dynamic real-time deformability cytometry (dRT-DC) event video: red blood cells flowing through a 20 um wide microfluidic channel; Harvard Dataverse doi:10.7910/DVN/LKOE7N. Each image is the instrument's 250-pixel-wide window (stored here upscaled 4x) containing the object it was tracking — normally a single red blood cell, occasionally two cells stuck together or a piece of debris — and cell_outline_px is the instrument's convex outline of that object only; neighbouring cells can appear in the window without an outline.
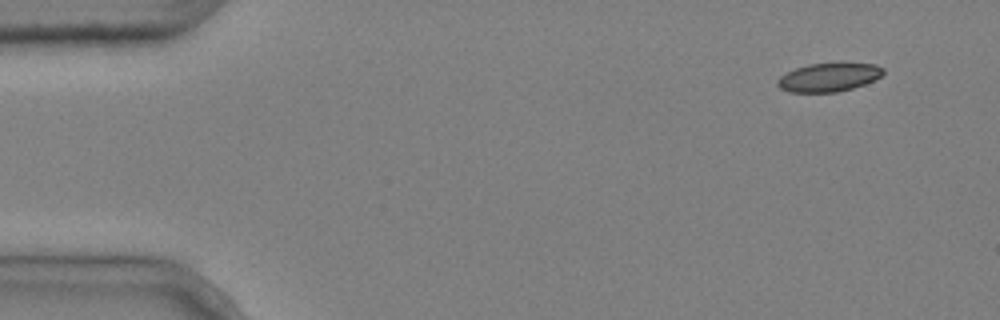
{"species": "common noctule bat (a hibernating species)", "species_latin": "Nyctalus noctula", "temperature_condition": "cold", "stored_images_in_passage": 4, "camera_frame_rate_fps": 3000, "um_per_image_px": 0.085, "animal": {"sex": "male", "body_mass_g": 20.4}, "frame": {"image": 1, "passage_image": 1, "time_ms": 0.0, "image_size_px": [1000, 320], "cell_outline_px": [[884, 72], [880, 76], [864, 84], [852, 88], [836, 92], [788, 92], [780, 88], [776, 84], [776, 80], [780, 76], [796, 68], [808, 64], [840, 60], [876, 64], [884, 68]], "centroid_in_image_um": [70.46, 6.51], "position_along_channel_um": 14.5, "area_um2": 18.26}}
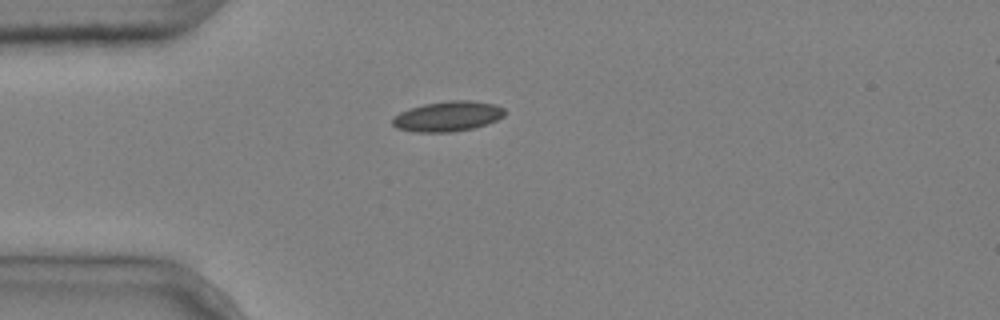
{"frame": {"image": 2, "passage_image": 4, "time_ms": 1.0, "image_size_px": [1000, 320], "cell_outline_px": [[504, 116], [488, 124], [472, 128], [452, 132], [416, 132], [396, 128], [392, 124], [392, 116], [400, 112], [424, 104], [448, 100], [472, 100], [496, 104], [504, 108]], "centroid_in_image_um": [38.06, 9.88], "position_along_channel_um": 46.9, "area_um2": 19.83}}